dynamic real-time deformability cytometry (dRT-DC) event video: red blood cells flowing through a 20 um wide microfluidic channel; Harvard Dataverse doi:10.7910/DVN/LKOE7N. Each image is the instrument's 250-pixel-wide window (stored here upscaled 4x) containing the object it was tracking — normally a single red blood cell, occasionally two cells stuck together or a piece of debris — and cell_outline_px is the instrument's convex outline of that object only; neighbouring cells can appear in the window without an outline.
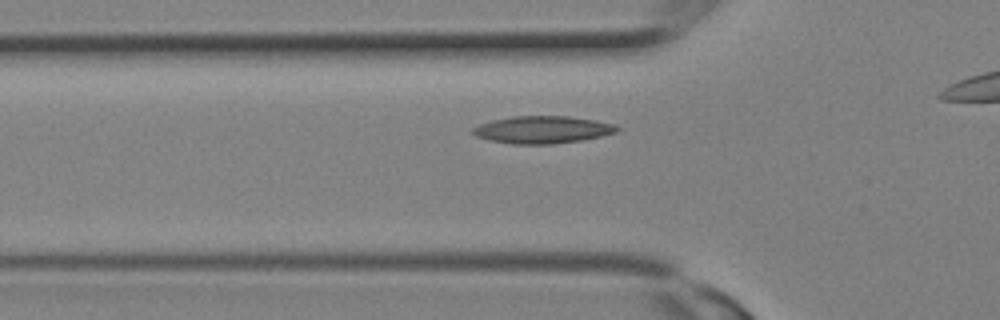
{"species": "Egyptian fruit bat (a non-hibernating species)", "species_latin": "Rousettus aegyptiacus", "temperature_condition": "room temperature", "stored_images_in_passage": 7, "camera_frame_rate_fps": 3000, "um_per_image_px": 0.085, "animal": {"sex": "female"}, "frame": {"image": 1, "passage_image": 5, "time_ms": 1.333, "image_size_px": [1000, 320], "cell_outline_px": [[620, 128], [616, 132], [600, 136], [580, 140], [552, 144], [512, 144], [488, 140], [476, 136], [472, 132], [472, 128], [480, 124], [492, 120], [512, 116], [568, 116], [596, 120], [612, 124]], "centroid_in_image_um": [46.07, 11.02], "position_along_channel_um": 79.7, "area_um2": 22.89}}